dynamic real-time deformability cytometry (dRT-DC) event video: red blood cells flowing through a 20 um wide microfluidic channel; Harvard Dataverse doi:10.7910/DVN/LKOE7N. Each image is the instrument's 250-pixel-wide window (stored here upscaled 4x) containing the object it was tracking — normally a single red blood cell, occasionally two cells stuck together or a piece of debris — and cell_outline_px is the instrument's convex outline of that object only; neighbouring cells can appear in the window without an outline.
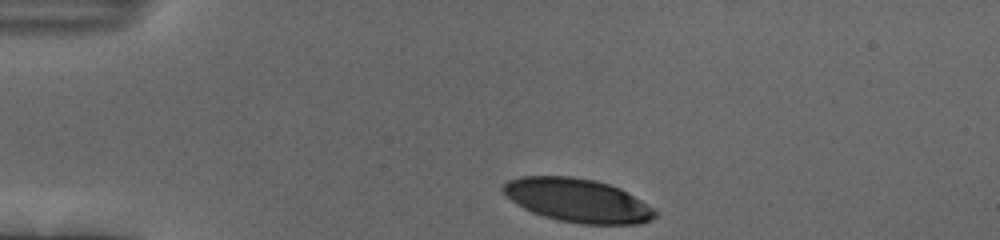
{"species": "human", "species_latin": "Homo sapiens", "temperature_condition": "cold", "stored_images_in_passage": 35, "camera_frame_rate_fps": 3000, "um_per_image_px": 0.085, "donor": {"sex": "female"}, "frame": {"image": 1, "passage_image": 1, "time_ms": 0.0, "image_size_px": [1000, 240], "cell_outline_px": [[660, 212], [652, 220], [640, 224], [580, 224], [560, 220], [544, 216], [532, 212], [516, 204], [500, 188], [508, 180], [520, 176], [572, 176], [596, 180], [620, 188], [656, 208]], "centroid_in_image_um": [49.15, 17.03], "position_along_channel_um": 35.8, "area_um2": 38.84}}
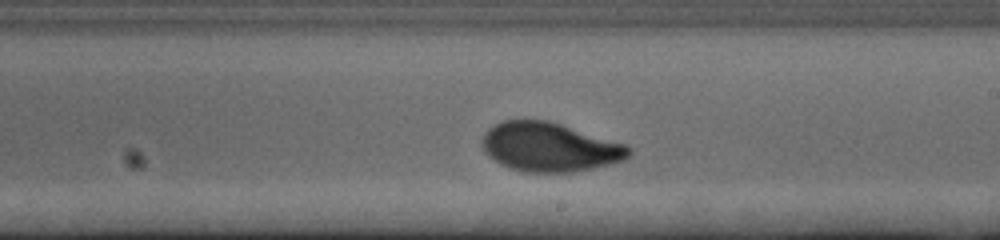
{"frame": {"image": 2, "passage_image": 22, "time_ms": 7.0, "image_size_px": [1000, 240], "cell_outline_px": [[632, 152], [624, 160], [592, 168], [572, 172], [524, 172], [508, 168], [500, 164], [488, 156], [480, 140], [484, 132], [488, 128], [504, 120], [548, 120], [624, 144], [632, 148]], "centroid_in_image_um": [46.67, 12.5], "position_along_channel_um": 242.3, "area_um2": 41.73}}
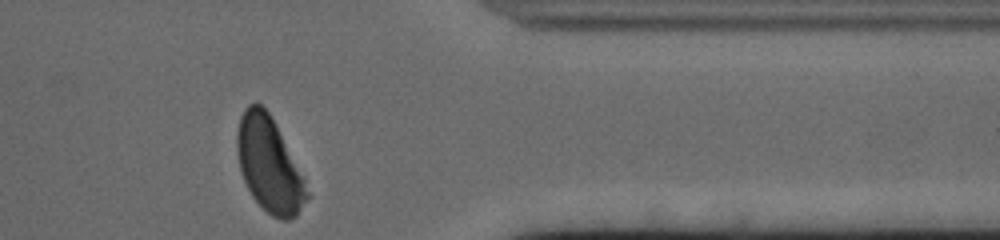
{"frame": {"image": 3, "passage_image": 35, "time_ms": 11.333, "image_size_px": [1000, 240], "cell_outline_px": [[308, 196], [296, 216], [288, 220], [280, 220], [272, 216], [252, 196], [240, 172], [236, 148], [236, 132], [240, 116], [244, 108], [248, 104], [260, 104], [268, 112], [304, 176], [308, 192]], "centroid_in_image_um": [22.86, 14.0], "position_along_channel_um": 388.5, "area_um2": 38.21}, "authors_computed_cell_mechanics": {"area_um2": 41.5582, "velocity_mm_per_s": 3.6587, "shape_relaxation_time_tau1_ms": 3.603, "shape_relaxation_time_tau2_ms": 1.2526, "deformation_change_tau1": 0.1748, "deformation_change_tau2": 0.0607}}